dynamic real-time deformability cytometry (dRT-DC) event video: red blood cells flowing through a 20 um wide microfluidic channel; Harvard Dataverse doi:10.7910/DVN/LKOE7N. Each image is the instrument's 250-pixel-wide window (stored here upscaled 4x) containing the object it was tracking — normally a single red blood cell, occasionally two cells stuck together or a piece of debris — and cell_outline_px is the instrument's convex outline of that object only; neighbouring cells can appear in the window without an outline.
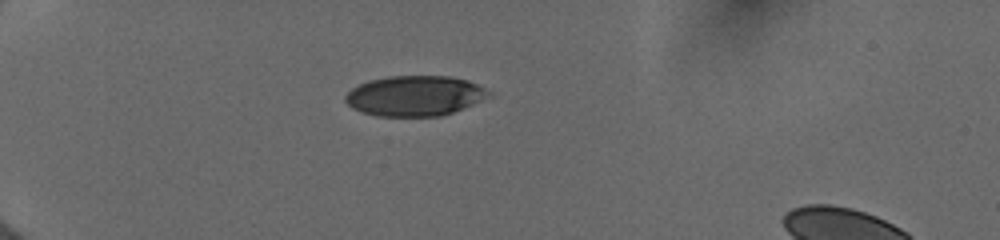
{"species": "human", "species_latin": "Homo sapiens", "temperature_condition": "cold", "stored_images_in_passage": 6, "camera_frame_rate_fps": 3000, "um_per_image_px": 0.085, "donor": {"sex": "female"}, "frame": {"image": 1, "passage_image": 1, "time_ms": 0.0, "image_size_px": [1000, 240], "cell_outline_px": [[492, 96], [452, 112], [440, 116], [376, 116], [360, 112], [352, 108], [344, 100], [344, 96], [352, 88], [368, 80], [388, 76], [448, 76], [468, 80], [492, 92]], "centroid_in_image_um": [35.24, 8.14], "position_along_channel_um": 49.8, "area_um2": 33.7}}